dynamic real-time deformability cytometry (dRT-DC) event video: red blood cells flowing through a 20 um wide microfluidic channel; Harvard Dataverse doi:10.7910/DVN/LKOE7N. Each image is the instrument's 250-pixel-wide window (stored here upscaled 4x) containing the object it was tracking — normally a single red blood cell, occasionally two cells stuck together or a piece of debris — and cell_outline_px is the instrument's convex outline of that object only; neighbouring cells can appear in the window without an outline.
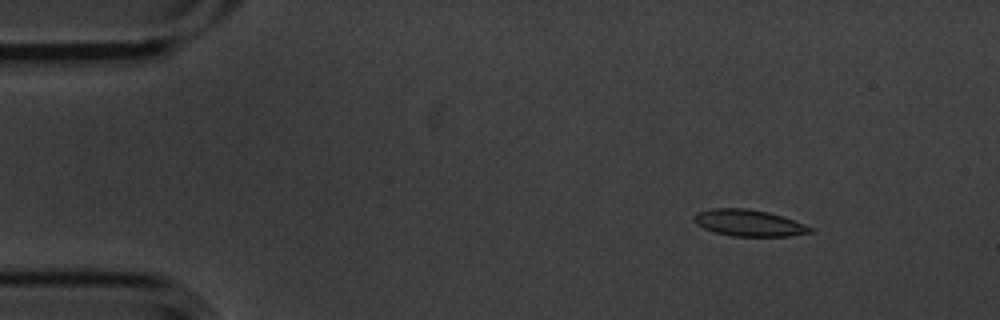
{"species": "common noctule bat (a hibernating species)", "species_latin": "Nyctalus noctula", "temperature_condition": "cold", "stored_images_in_passage": 8, "camera_frame_rate_fps": 3000, "um_per_image_px": 0.085, "animal": {"sex": "male", "body_mass_g": 20.1, "forearm_length_mm": 53.5}, "frame": {"image": 1, "passage_image": 1, "time_ms": 0.0, "image_size_px": [1000, 320], "cell_outline_px": [[812, 232], [792, 236], [732, 236], [716, 232], [704, 228], [696, 224], [692, 220], [692, 216], [696, 212], [712, 208], [748, 208], [768, 212], [804, 224], [812, 228]], "centroid_in_image_um": [63.59, 18.94], "position_along_channel_um": 21.4, "area_um2": 17.92}}
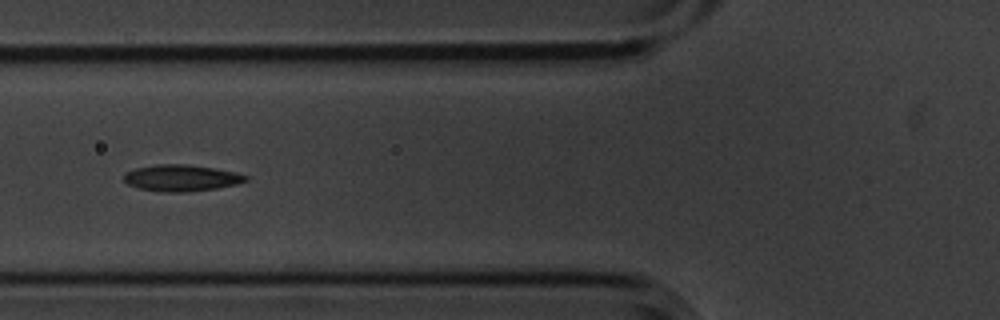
{"frame": {"image": 2, "passage_image": 5, "time_ms": 1.333, "image_size_px": [1000, 320], "cell_outline_px": [[248, 180], [236, 184], [216, 188], [188, 192], [164, 192], [140, 188], [128, 184], [124, 180], [124, 172], [136, 168], [156, 164], [184, 164], [212, 168], [236, 172], [248, 176]], "centroid_in_image_um": [15.4, 15.12], "position_along_channel_um": 110.4, "area_um2": 18.67}}
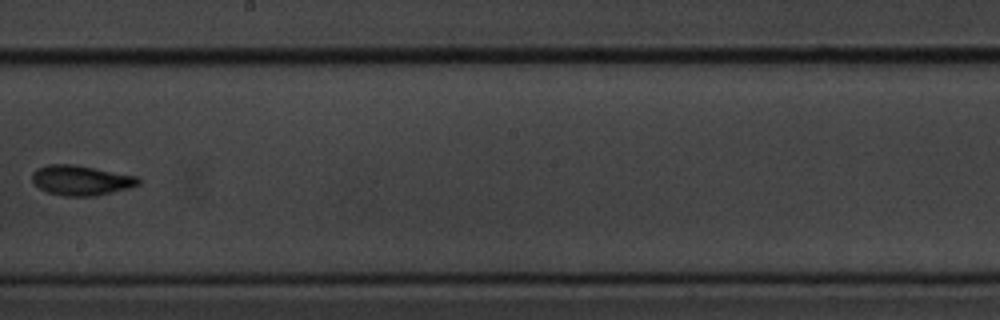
{"frame": {"image": 3, "passage_image": 8, "time_ms": 2.333, "image_size_px": [1000, 320], "cell_outline_px": [[140, 184], [128, 188], [96, 196], [64, 196], [48, 192], [40, 188], [32, 180], [32, 172], [36, 168], [48, 164], [72, 164], [140, 176]], "centroid_in_image_um": [6.9, 15.32], "position_along_channel_um": 241.3, "area_um2": 18.61}}